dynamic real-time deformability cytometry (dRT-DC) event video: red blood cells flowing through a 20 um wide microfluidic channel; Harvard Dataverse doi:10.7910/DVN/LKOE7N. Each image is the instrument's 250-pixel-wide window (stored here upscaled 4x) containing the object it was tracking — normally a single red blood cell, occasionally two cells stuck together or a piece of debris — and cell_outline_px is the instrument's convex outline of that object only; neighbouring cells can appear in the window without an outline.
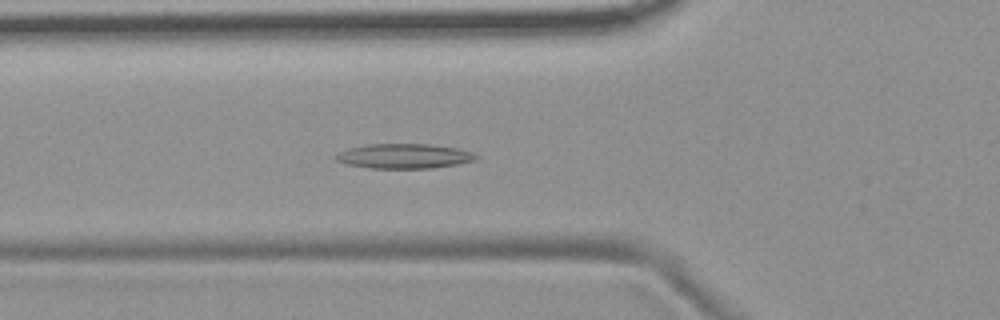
{"species": "common noctule bat (a hibernating species)", "species_latin": "Nyctalus noctula", "temperature_condition": "room temperature", "stored_images_in_passage": 55, "camera_frame_rate_fps": 3000, "um_per_image_px": 0.085, "animal": {"sex": "female", "body_mass_g": 19.9}, "frame": {"image": 1, "passage_image": 20, "time_ms": 6.333, "image_size_px": [1000, 320], "cell_outline_px": [[480, 156], [476, 160], [460, 164], [432, 168], [368, 168], [344, 164], [336, 160], [332, 156], [348, 148], [368, 144], [432, 144], [456, 148], [472, 152]], "centroid_in_image_um": [34.35, 13.27], "position_along_channel_um": 91.5, "area_um2": 20.46}}
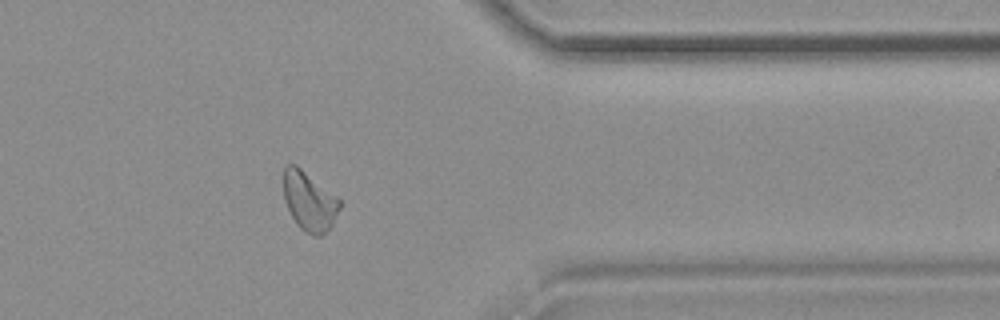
{"frame": {"image": 2, "passage_image": 45, "time_ms": 14.667, "image_size_px": [1000, 320], "cell_outline_px": [[340, 208], [332, 224], [320, 236], [316, 236], [304, 232], [296, 224], [284, 200], [284, 168], [288, 164], [296, 164], [340, 200]], "centroid_in_image_um": [26.26, 17.11], "position_along_channel_um": 385.1, "area_um2": 18.96}}
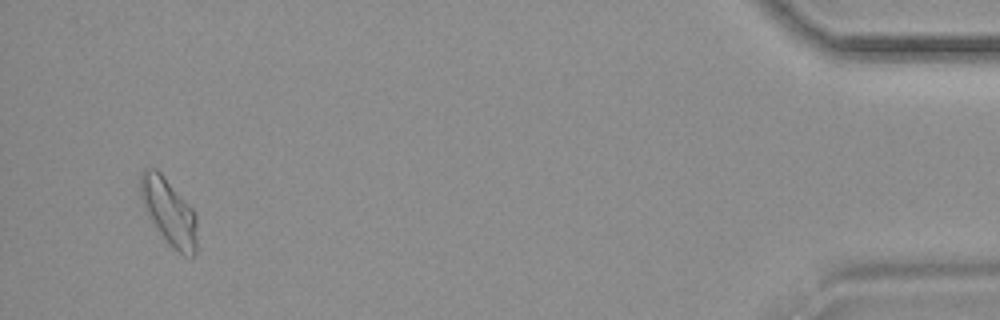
{"frame": {"image": 3, "passage_image": 53, "time_ms": 17.333, "image_size_px": [1000, 320], "cell_outline_px": [[196, 252], [192, 260], [184, 256], [168, 244], [152, 220], [144, 204], [140, 192], [140, 172], [144, 168], [156, 168], [164, 176], [192, 208], [196, 216]], "centroid_in_image_um": [14.38, 18.01], "position_along_channel_um": 420.8, "area_um2": 21.62}}